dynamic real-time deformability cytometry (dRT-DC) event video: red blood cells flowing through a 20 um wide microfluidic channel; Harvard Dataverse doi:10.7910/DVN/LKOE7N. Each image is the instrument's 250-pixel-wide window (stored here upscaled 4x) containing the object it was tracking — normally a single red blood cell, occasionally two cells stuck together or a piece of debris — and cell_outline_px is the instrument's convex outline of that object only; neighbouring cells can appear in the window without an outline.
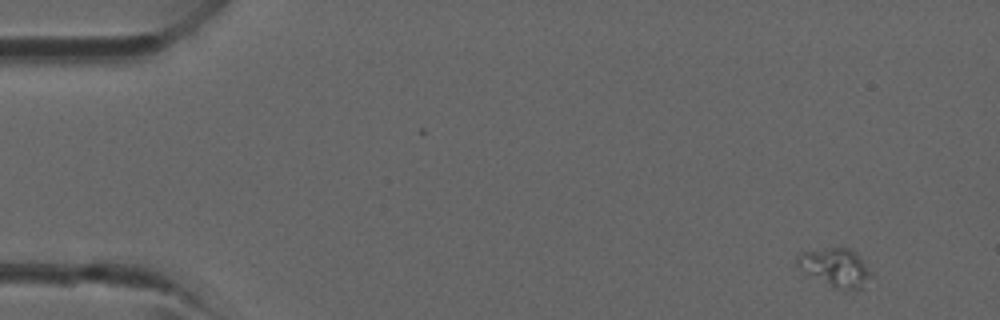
{"species": "common noctule bat (a hibernating species)", "species_latin": "Nyctalus noctula", "temperature_condition": "room temperature", "stored_images_in_passage": 3, "camera_frame_rate_fps": 3000, "um_per_image_px": 0.085, "animal": {"sex": "male", "forearm_length_mm": 52.5}, "frame": {"image": 1, "passage_image": 1, "time_ms": 0.0, "image_size_px": [1000, 320], "cell_outline_px": [[872, 276], [860, 288], [836, 288], [808, 272], [796, 264], [796, 256], [804, 252], [832, 248], [848, 248], [856, 252], [872, 272]], "centroid_in_image_um": [71.06, 22.7], "position_along_channel_um": 13.9, "area_um2": 15.61}}